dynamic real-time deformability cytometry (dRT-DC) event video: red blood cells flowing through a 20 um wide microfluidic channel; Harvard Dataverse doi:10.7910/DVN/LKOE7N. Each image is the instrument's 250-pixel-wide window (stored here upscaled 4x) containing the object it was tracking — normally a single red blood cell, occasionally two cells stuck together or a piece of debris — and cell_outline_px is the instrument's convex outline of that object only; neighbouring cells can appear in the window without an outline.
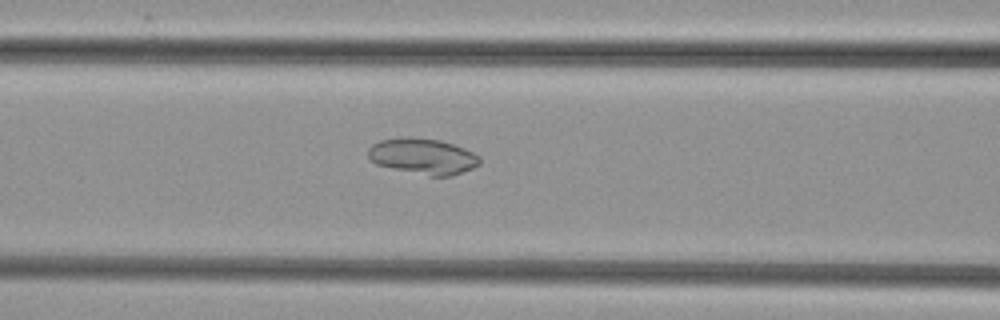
{"species": "common noctule bat (a hibernating species)", "species_latin": "Nyctalus noctula", "temperature_condition": "cold", "stored_images_in_passage": 31, "camera_frame_rate_fps": 3000, "um_per_image_px": 0.085, "animal": {"sex": "female", "body_mass_g": 29.2, "forearm_length_mm": 56.3}, "frame": {"image": 1, "passage_image": 6, "time_ms": 1.667, "image_size_px": [1000, 320], "cell_outline_px": [[480, 164], [472, 168], [452, 176], [428, 176], [392, 168], [376, 164], [368, 156], [368, 148], [372, 144], [380, 140], [400, 136], [440, 140], [464, 148], [480, 156]], "centroid_in_image_um": [35.94, 13.28], "position_along_channel_um": 130.7, "area_um2": 23.35}}
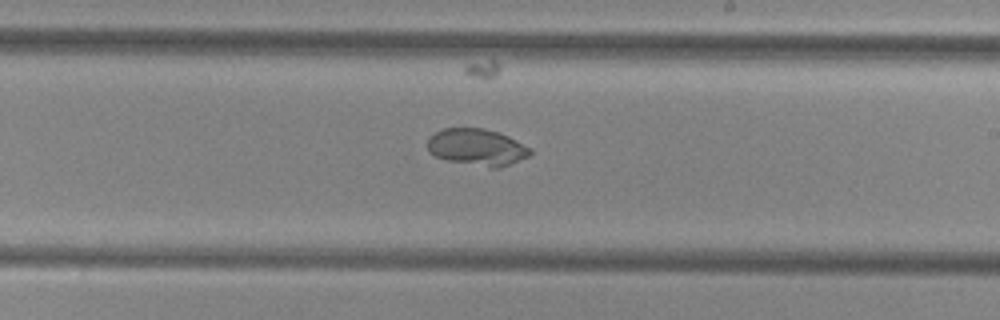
{"frame": {"image": 2, "passage_image": 15, "time_ms": 4.667, "image_size_px": [1000, 320], "cell_outline_px": [[532, 152], [528, 156], [500, 168], [492, 168], [448, 160], [436, 156], [428, 152], [428, 136], [444, 128], [484, 128], [508, 136], [532, 148]], "centroid_in_image_um": [40.54, 12.5], "position_along_channel_um": 248.5, "area_um2": 21.91}}
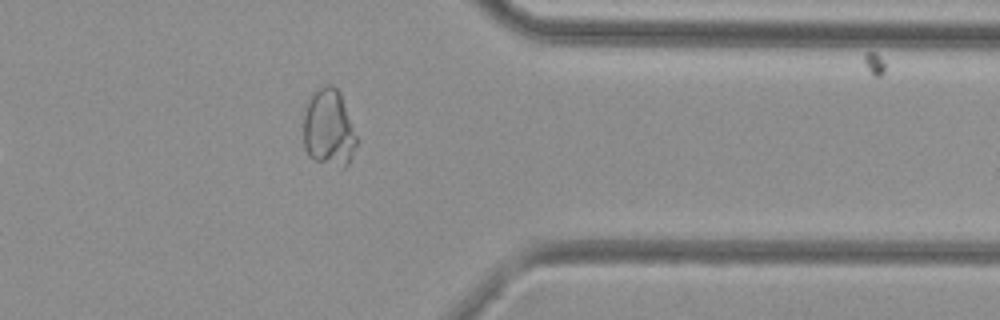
{"frame": {"image": 3, "passage_image": 26, "time_ms": 8.333, "image_size_px": [1000, 320], "cell_outline_px": [[356, 144], [352, 156], [348, 164], [344, 168], [340, 168], [316, 160], [308, 156], [304, 148], [304, 112], [308, 100], [312, 92], [316, 88], [328, 84], [332, 84], [340, 92], [356, 136]], "centroid_in_image_um": [27.92, 10.88], "position_along_channel_um": 383.5, "area_um2": 23.99}}